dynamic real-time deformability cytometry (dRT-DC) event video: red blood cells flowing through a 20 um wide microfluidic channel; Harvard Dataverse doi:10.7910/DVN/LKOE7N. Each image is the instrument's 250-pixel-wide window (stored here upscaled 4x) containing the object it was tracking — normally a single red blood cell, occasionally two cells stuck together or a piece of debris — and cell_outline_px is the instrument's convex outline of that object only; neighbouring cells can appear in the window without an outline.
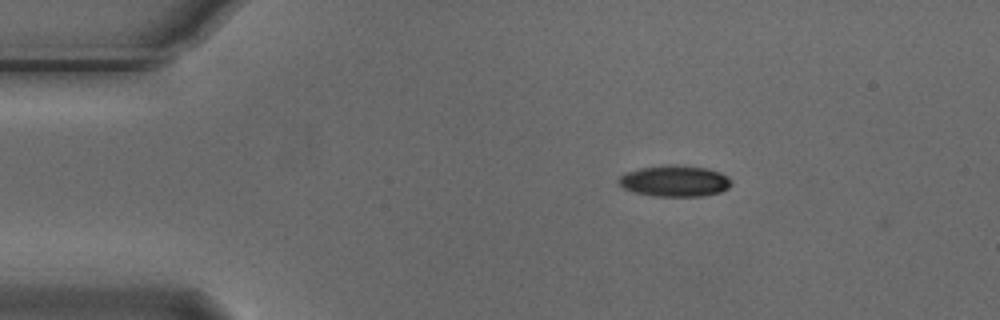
{"species": "Egyptian fruit bat (a non-hibernating species)", "species_latin": "Rousettus aegyptiacus", "temperature_condition": "cold", "stored_images_in_passage": 2, "camera_frame_rate_fps": 3000, "um_per_image_px": 0.085, "animal": {"sex": "male"}, "frame": {"image": 1, "passage_image": 1, "time_ms": 0.0, "image_size_px": [1000, 320], "cell_outline_px": [[732, 184], [728, 188], [720, 192], [704, 196], [656, 196], [636, 192], [624, 188], [616, 180], [624, 172], [640, 168], [672, 164], [676, 164], [708, 168], [720, 172], [728, 176], [732, 180]], "centroid_in_image_um": [57.38, 15.37], "position_along_channel_um": 27.6, "area_um2": 20.63}}